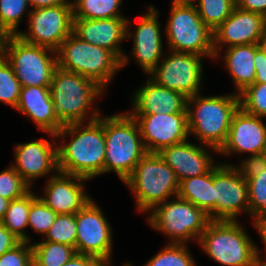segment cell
I'll use <instances>...</instances> for the list:
<instances>
[{"mask_svg":"<svg viewBox=\"0 0 266 266\" xmlns=\"http://www.w3.org/2000/svg\"><path fill=\"white\" fill-rule=\"evenodd\" d=\"M218 150L204 144H194L188 140L162 149L158 154L174 170L178 181L210 172L217 164L212 156Z\"/></svg>","mask_w":266,"mask_h":266,"instance_id":"ffe728a7","label":"cell"},{"mask_svg":"<svg viewBox=\"0 0 266 266\" xmlns=\"http://www.w3.org/2000/svg\"><path fill=\"white\" fill-rule=\"evenodd\" d=\"M68 3H70V4H73L76 0H73V1H71V0H66Z\"/></svg>","mask_w":266,"mask_h":266,"instance_id":"f5cc1de1","label":"cell"},{"mask_svg":"<svg viewBox=\"0 0 266 266\" xmlns=\"http://www.w3.org/2000/svg\"><path fill=\"white\" fill-rule=\"evenodd\" d=\"M204 58L197 54L169 50L147 77L189 98L201 93Z\"/></svg>","mask_w":266,"mask_h":266,"instance_id":"7c38bea8","label":"cell"},{"mask_svg":"<svg viewBox=\"0 0 266 266\" xmlns=\"http://www.w3.org/2000/svg\"><path fill=\"white\" fill-rule=\"evenodd\" d=\"M214 220L238 221L250 216L248 182L239 164L218 162L214 167Z\"/></svg>","mask_w":266,"mask_h":266,"instance_id":"8fae6325","label":"cell"},{"mask_svg":"<svg viewBox=\"0 0 266 266\" xmlns=\"http://www.w3.org/2000/svg\"><path fill=\"white\" fill-rule=\"evenodd\" d=\"M127 20V17L73 19L72 33L85 42L113 52L121 60L123 69L132 59L121 45L127 40Z\"/></svg>","mask_w":266,"mask_h":266,"instance_id":"d6986e66","label":"cell"},{"mask_svg":"<svg viewBox=\"0 0 266 266\" xmlns=\"http://www.w3.org/2000/svg\"><path fill=\"white\" fill-rule=\"evenodd\" d=\"M21 241L0 222V256L13 249Z\"/></svg>","mask_w":266,"mask_h":266,"instance_id":"60d3db41","label":"cell"},{"mask_svg":"<svg viewBox=\"0 0 266 266\" xmlns=\"http://www.w3.org/2000/svg\"><path fill=\"white\" fill-rule=\"evenodd\" d=\"M259 165L263 166L266 168V147L264 150L261 152L259 157L255 160Z\"/></svg>","mask_w":266,"mask_h":266,"instance_id":"7dc6e473","label":"cell"},{"mask_svg":"<svg viewBox=\"0 0 266 266\" xmlns=\"http://www.w3.org/2000/svg\"><path fill=\"white\" fill-rule=\"evenodd\" d=\"M21 87L11 65L0 54V102L15 109L18 105Z\"/></svg>","mask_w":266,"mask_h":266,"instance_id":"e575fe53","label":"cell"},{"mask_svg":"<svg viewBox=\"0 0 266 266\" xmlns=\"http://www.w3.org/2000/svg\"><path fill=\"white\" fill-rule=\"evenodd\" d=\"M254 66L256 76L254 83H266V53L255 44Z\"/></svg>","mask_w":266,"mask_h":266,"instance_id":"ab89813d","label":"cell"},{"mask_svg":"<svg viewBox=\"0 0 266 266\" xmlns=\"http://www.w3.org/2000/svg\"><path fill=\"white\" fill-rule=\"evenodd\" d=\"M131 96L129 114L187 113V97L182 93L158 85L149 77Z\"/></svg>","mask_w":266,"mask_h":266,"instance_id":"603a6c76","label":"cell"},{"mask_svg":"<svg viewBox=\"0 0 266 266\" xmlns=\"http://www.w3.org/2000/svg\"><path fill=\"white\" fill-rule=\"evenodd\" d=\"M56 216L57 214L37 196L30 204L28 228L44 237Z\"/></svg>","mask_w":266,"mask_h":266,"instance_id":"8d00e7d4","label":"cell"},{"mask_svg":"<svg viewBox=\"0 0 266 266\" xmlns=\"http://www.w3.org/2000/svg\"><path fill=\"white\" fill-rule=\"evenodd\" d=\"M195 7L203 22L214 31L233 12L236 0H198Z\"/></svg>","mask_w":266,"mask_h":266,"instance_id":"1f68e13d","label":"cell"},{"mask_svg":"<svg viewBox=\"0 0 266 266\" xmlns=\"http://www.w3.org/2000/svg\"><path fill=\"white\" fill-rule=\"evenodd\" d=\"M76 253L112 262L113 232L100 206L93 198L76 213Z\"/></svg>","mask_w":266,"mask_h":266,"instance_id":"5bb4252c","label":"cell"},{"mask_svg":"<svg viewBox=\"0 0 266 266\" xmlns=\"http://www.w3.org/2000/svg\"><path fill=\"white\" fill-rule=\"evenodd\" d=\"M222 50L215 53L214 59L217 60L220 57L224 61V66L235 85L234 93L239 95L248 86L254 84L255 44L237 45Z\"/></svg>","mask_w":266,"mask_h":266,"instance_id":"d4e9b609","label":"cell"},{"mask_svg":"<svg viewBox=\"0 0 266 266\" xmlns=\"http://www.w3.org/2000/svg\"><path fill=\"white\" fill-rule=\"evenodd\" d=\"M147 214L148 225L167 236V244L188 245L193 239L198 242L211 221L202 209L178 196L156 205Z\"/></svg>","mask_w":266,"mask_h":266,"instance_id":"9c48e42d","label":"cell"},{"mask_svg":"<svg viewBox=\"0 0 266 266\" xmlns=\"http://www.w3.org/2000/svg\"><path fill=\"white\" fill-rule=\"evenodd\" d=\"M121 266H134L133 264H131V262L129 263V262H125L123 265H121Z\"/></svg>","mask_w":266,"mask_h":266,"instance_id":"816d5d0a","label":"cell"},{"mask_svg":"<svg viewBox=\"0 0 266 266\" xmlns=\"http://www.w3.org/2000/svg\"><path fill=\"white\" fill-rule=\"evenodd\" d=\"M140 128L147 152L158 153L190 138L187 113L130 114Z\"/></svg>","mask_w":266,"mask_h":266,"instance_id":"e0dca14e","label":"cell"},{"mask_svg":"<svg viewBox=\"0 0 266 266\" xmlns=\"http://www.w3.org/2000/svg\"><path fill=\"white\" fill-rule=\"evenodd\" d=\"M236 6L239 9L259 13L266 17V0H236Z\"/></svg>","mask_w":266,"mask_h":266,"instance_id":"7bdbcfd3","label":"cell"},{"mask_svg":"<svg viewBox=\"0 0 266 266\" xmlns=\"http://www.w3.org/2000/svg\"><path fill=\"white\" fill-rule=\"evenodd\" d=\"M15 110L31 119L43 133L56 134L64 126L56 114L49 87H21Z\"/></svg>","mask_w":266,"mask_h":266,"instance_id":"cb8c5ba5","label":"cell"},{"mask_svg":"<svg viewBox=\"0 0 266 266\" xmlns=\"http://www.w3.org/2000/svg\"><path fill=\"white\" fill-rule=\"evenodd\" d=\"M164 33L168 51L197 54L214 60L213 31L203 22L195 5L171 1Z\"/></svg>","mask_w":266,"mask_h":266,"instance_id":"30bf717a","label":"cell"},{"mask_svg":"<svg viewBox=\"0 0 266 266\" xmlns=\"http://www.w3.org/2000/svg\"><path fill=\"white\" fill-rule=\"evenodd\" d=\"M31 9L46 8L61 4H70L66 0H28Z\"/></svg>","mask_w":266,"mask_h":266,"instance_id":"ee69618b","label":"cell"},{"mask_svg":"<svg viewBox=\"0 0 266 266\" xmlns=\"http://www.w3.org/2000/svg\"><path fill=\"white\" fill-rule=\"evenodd\" d=\"M266 28V17L259 13L234 8L230 16L213 31V49L258 44Z\"/></svg>","mask_w":266,"mask_h":266,"instance_id":"44dd1931","label":"cell"},{"mask_svg":"<svg viewBox=\"0 0 266 266\" xmlns=\"http://www.w3.org/2000/svg\"><path fill=\"white\" fill-rule=\"evenodd\" d=\"M27 20V32L20 31L17 36L30 44L56 51L72 33L73 5L61 4L32 9Z\"/></svg>","mask_w":266,"mask_h":266,"instance_id":"4fadbf2b","label":"cell"},{"mask_svg":"<svg viewBox=\"0 0 266 266\" xmlns=\"http://www.w3.org/2000/svg\"><path fill=\"white\" fill-rule=\"evenodd\" d=\"M57 66L96 82L104 90L122 69L111 51L92 45L71 33L56 50Z\"/></svg>","mask_w":266,"mask_h":266,"instance_id":"52a82bcc","label":"cell"},{"mask_svg":"<svg viewBox=\"0 0 266 266\" xmlns=\"http://www.w3.org/2000/svg\"><path fill=\"white\" fill-rule=\"evenodd\" d=\"M258 46L266 53V28L259 39Z\"/></svg>","mask_w":266,"mask_h":266,"instance_id":"c3c4849f","label":"cell"},{"mask_svg":"<svg viewBox=\"0 0 266 266\" xmlns=\"http://www.w3.org/2000/svg\"><path fill=\"white\" fill-rule=\"evenodd\" d=\"M171 1L178 4L195 5L198 0H171Z\"/></svg>","mask_w":266,"mask_h":266,"instance_id":"681fc988","label":"cell"},{"mask_svg":"<svg viewBox=\"0 0 266 266\" xmlns=\"http://www.w3.org/2000/svg\"><path fill=\"white\" fill-rule=\"evenodd\" d=\"M146 9L138 18L136 28H133L132 31L133 22L128 18L126 38L127 40L133 38L130 53L147 76L164 57V43L163 29H161V23L158 20L160 11L151 4Z\"/></svg>","mask_w":266,"mask_h":266,"instance_id":"9a60e30c","label":"cell"},{"mask_svg":"<svg viewBox=\"0 0 266 266\" xmlns=\"http://www.w3.org/2000/svg\"><path fill=\"white\" fill-rule=\"evenodd\" d=\"M241 166L248 182L250 219L257 222L266 216V168L256 161Z\"/></svg>","mask_w":266,"mask_h":266,"instance_id":"4316f807","label":"cell"},{"mask_svg":"<svg viewBox=\"0 0 266 266\" xmlns=\"http://www.w3.org/2000/svg\"><path fill=\"white\" fill-rule=\"evenodd\" d=\"M135 198L137 212L146 214L156 205L176 197L179 181L158 153L147 152L123 182Z\"/></svg>","mask_w":266,"mask_h":266,"instance_id":"8992f818","label":"cell"},{"mask_svg":"<svg viewBox=\"0 0 266 266\" xmlns=\"http://www.w3.org/2000/svg\"><path fill=\"white\" fill-rule=\"evenodd\" d=\"M44 237H46L44 241L69 245L76 250V214H57Z\"/></svg>","mask_w":266,"mask_h":266,"instance_id":"836d02e7","label":"cell"},{"mask_svg":"<svg viewBox=\"0 0 266 266\" xmlns=\"http://www.w3.org/2000/svg\"><path fill=\"white\" fill-rule=\"evenodd\" d=\"M240 107V97L234 92L187 98L188 128L197 142L220 150L225 144L233 115Z\"/></svg>","mask_w":266,"mask_h":266,"instance_id":"3957f363","label":"cell"},{"mask_svg":"<svg viewBox=\"0 0 266 266\" xmlns=\"http://www.w3.org/2000/svg\"><path fill=\"white\" fill-rule=\"evenodd\" d=\"M105 135L104 174L114 172L122 183L147 153L139 125L128 112L103 115Z\"/></svg>","mask_w":266,"mask_h":266,"instance_id":"277c9868","label":"cell"},{"mask_svg":"<svg viewBox=\"0 0 266 266\" xmlns=\"http://www.w3.org/2000/svg\"><path fill=\"white\" fill-rule=\"evenodd\" d=\"M28 0H0V38L8 35H18L22 17L32 10Z\"/></svg>","mask_w":266,"mask_h":266,"instance_id":"4dcf8cb0","label":"cell"},{"mask_svg":"<svg viewBox=\"0 0 266 266\" xmlns=\"http://www.w3.org/2000/svg\"><path fill=\"white\" fill-rule=\"evenodd\" d=\"M33 188L23 197L11 200L8 204L6 213L1 223L21 242L32 243L26 229L28 227V214L31 202L38 196L33 192ZM32 239V240H31Z\"/></svg>","mask_w":266,"mask_h":266,"instance_id":"83f0119b","label":"cell"},{"mask_svg":"<svg viewBox=\"0 0 266 266\" xmlns=\"http://www.w3.org/2000/svg\"><path fill=\"white\" fill-rule=\"evenodd\" d=\"M0 266H33L31 243L20 242L13 249L0 256Z\"/></svg>","mask_w":266,"mask_h":266,"instance_id":"f35d334b","label":"cell"},{"mask_svg":"<svg viewBox=\"0 0 266 266\" xmlns=\"http://www.w3.org/2000/svg\"><path fill=\"white\" fill-rule=\"evenodd\" d=\"M31 189L11 165L0 172V196L3 198L9 201L16 200L23 197Z\"/></svg>","mask_w":266,"mask_h":266,"instance_id":"74e56055","label":"cell"},{"mask_svg":"<svg viewBox=\"0 0 266 266\" xmlns=\"http://www.w3.org/2000/svg\"><path fill=\"white\" fill-rule=\"evenodd\" d=\"M58 171L91 180L104 175L103 115L90 122L64 125L56 134ZM69 140H67L68 138Z\"/></svg>","mask_w":266,"mask_h":266,"instance_id":"6da1fadb","label":"cell"},{"mask_svg":"<svg viewBox=\"0 0 266 266\" xmlns=\"http://www.w3.org/2000/svg\"><path fill=\"white\" fill-rule=\"evenodd\" d=\"M49 89L56 114L64 125L90 122L102 114L94 102L101 99L106 90L87 77L57 66Z\"/></svg>","mask_w":266,"mask_h":266,"instance_id":"7a4b0ae2","label":"cell"},{"mask_svg":"<svg viewBox=\"0 0 266 266\" xmlns=\"http://www.w3.org/2000/svg\"><path fill=\"white\" fill-rule=\"evenodd\" d=\"M123 0H76L73 19H107L126 17L122 14Z\"/></svg>","mask_w":266,"mask_h":266,"instance_id":"f546056e","label":"cell"},{"mask_svg":"<svg viewBox=\"0 0 266 266\" xmlns=\"http://www.w3.org/2000/svg\"><path fill=\"white\" fill-rule=\"evenodd\" d=\"M266 257V252L262 253ZM261 251L259 250V266H266V258L262 256ZM265 260H264V259Z\"/></svg>","mask_w":266,"mask_h":266,"instance_id":"f907efd6","label":"cell"},{"mask_svg":"<svg viewBox=\"0 0 266 266\" xmlns=\"http://www.w3.org/2000/svg\"><path fill=\"white\" fill-rule=\"evenodd\" d=\"M254 228L258 231L260 238L264 244V252H266V216L259 219L257 222H251Z\"/></svg>","mask_w":266,"mask_h":266,"instance_id":"f6af8a7d","label":"cell"},{"mask_svg":"<svg viewBox=\"0 0 266 266\" xmlns=\"http://www.w3.org/2000/svg\"><path fill=\"white\" fill-rule=\"evenodd\" d=\"M46 181L44 194L38 197L56 214H76L92 199L83 177L58 171Z\"/></svg>","mask_w":266,"mask_h":266,"instance_id":"7402d4cb","label":"cell"},{"mask_svg":"<svg viewBox=\"0 0 266 266\" xmlns=\"http://www.w3.org/2000/svg\"><path fill=\"white\" fill-rule=\"evenodd\" d=\"M240 107L247 113L266 119V83H254L239 94Z\"/></svg>","mask_w":266,"mask_h":266,"instance_id":"d590c367","label":"cell"},{"mask_svg":"<svg viewBox=\"0 0 266 266\" xmlns=\"http://www.w3.org/2000/svg\"><path fill=\"white\" fill-rule=\"evenodd\" d=\"M47 134L53 141L36 139L17 144L13 150L15 161L10 165L30 187L34 186V180L45 176L50 178L58 172L57 140L55 134Z\"/></svg>","mask_w":266,"mask_h":266,"instance_id":"ac0fdd59","label":"cell"},{"mask_svg":"<svg viewBox=\"0 0 266 266\" xmlns=\"http://www.w3.org/2000/svg\"><path fill=\"white\" fill-rule=\"evenodd\" d=\"M9 202L10 201L8 199H5L2 196H0V222L5 216Z\"/></svg>","mask_w":266,"mask_h":266,"instance_id":"bcb514c9","label":"cell"},{"mask_svg":"<svg viewBox=\"0 0 266 266\" xmlns=\"http://www.w3.org/2000/svg\"><path fill=\"white\" fill-rule=\"evenodd\" d=\"M33 266H63L77 253L74 247L50 241L31 243Z\"/></svg>","mask_w":266,"mask_h":266,"instance_id":"f1b7e54d","label":"cell"},{"mask_svg":"<svg viewBox=\"0 0 266 266\" xmlns=\"http://www.w3.org/2000/svg\"><path fill=\"white\" fill-rule=\"evenodd\" d=\"M112 263H103L100 259L90 255L76 254L63 266H113Z\"/></svg>","mask_w":266,"mask_h":266,"instance_id":"b9f144b4","label":"cell"},{"mask_svg":"<svg viewBox=\"0 0 266 266\" xmlns=\"http://www.w3.org/2000/svg\"><path fill=\"white\" fill-rule=\"evenodd\" d=\"M263 119L239 107L233 115L226 142L218 154L225 157L247 153L248 156L239 165L255 161L266 147V124Z\"/></svg>","mask_w":266,"mask_h":266,"instance_id":"2e32d148","label":"cell"},{"mask_svg":"<svg viewBox=\"0 0 266 266\" xmlns=\"http://www.w3.org/2000/svg\"><path fill=\"white\" fill-rule=\"evenodd\" d=\"M143 266H197L187 244H166Z\"/></svg>","mask_w":266,"mask_h":266,"instance_id":"d6a6232c","label":"cell"},{"mask_svg":"<svg viewBox=\"0 0 266 266\" xmlns=\"http://www.w3.org/2000/svg\"><path fill=\"white\" fill-rule=\"evenodd\" d=\"M177 196L199 207L210 220H214V168L203 175L180 181Z\"/></svg>","mask_w":266,"mask_h":266,"instance_id":"484cf974","label":"cell"},{"mask_svg":"<svg viewBox=\"0 0 266 266\" xmlns=\"http://www.w3.org/2000/svg\"><path fill=\"white\" fill-rule=\"evenodd\" d=\"M0 54L11 65L22 87H50L57 67L55 50L8 35L0 38Z\"/></svg>","mask_w":266,"mask_h":266,"instance_id":"ba28073f","label":"cell"},{"mask_svg":"<svg viewBox=\"0 0 266 266\" xmlns=\"http://www.w3.org/2000/svg\"><path fill=\"white\" fill-rule=\"evenodd\" d=\"M243 225L239 220H211L198 240L200 248L222 266H259L260 248Z\"/></svg>","mask_w":266,"mask_h":266,"instance_id":"5b68a950","label":"cell"}]
</instances>
